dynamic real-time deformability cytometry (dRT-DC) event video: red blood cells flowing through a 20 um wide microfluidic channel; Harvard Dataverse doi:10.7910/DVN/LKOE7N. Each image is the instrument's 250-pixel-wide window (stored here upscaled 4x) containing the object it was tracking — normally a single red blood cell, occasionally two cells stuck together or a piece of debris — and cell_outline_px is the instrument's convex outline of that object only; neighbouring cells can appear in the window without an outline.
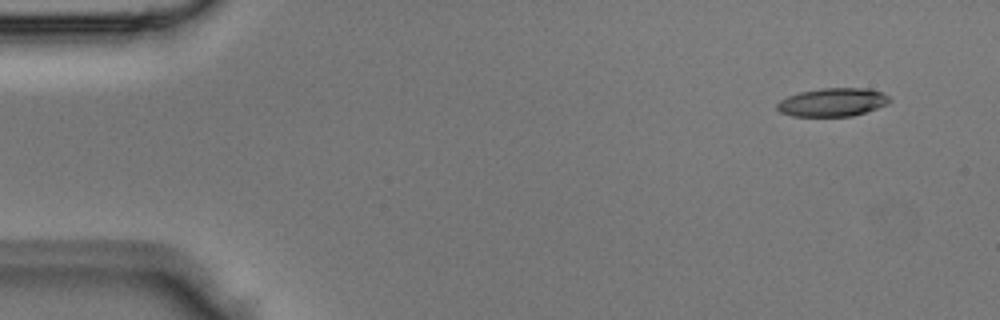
{"species": "Egyptian fruit bat (a non-hibernating species)", "species_latin": "Rousettus aegyptiacus", "temperature_condition": "room temperature", "stored_images_in_passage": 3, "camera_frame_rate_fps": 3000, "um_per_image_px": 0.085, "animal": {"sex": "male"}, "frame": {"image": 1, "passage_image": 1, "time_ms": 0.0, "image_size_px": [1000, 320], "cell_outline_px": [[892, 100], [888, 104], [852, 116], [792, 116], [780, 112], [776, 108], [776, 104], [780, 100], [788, 96], [800, 92], [820, 88], [868, 88], [880, 92], [888, 96]], "centroid_in_image_um": [70.75, 8.69], "position_along_channel_um": 14.2, "area_um2": 18.55}}